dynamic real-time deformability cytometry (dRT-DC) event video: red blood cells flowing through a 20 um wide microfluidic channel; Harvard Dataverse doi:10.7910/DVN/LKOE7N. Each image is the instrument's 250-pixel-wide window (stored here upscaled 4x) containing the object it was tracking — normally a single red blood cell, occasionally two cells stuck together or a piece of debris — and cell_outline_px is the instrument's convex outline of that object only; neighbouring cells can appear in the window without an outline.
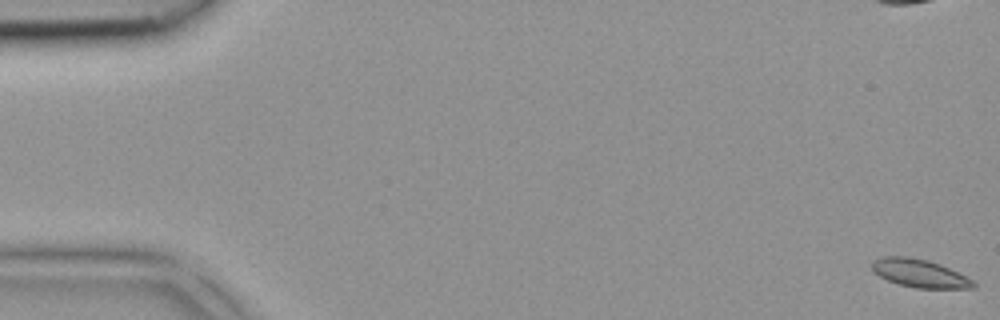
{"species": "common noctule bat (a hibernating species)", "species_latin": "Nyctalus noctula", "temperature_condition": "room temperature", "stored_images_in_passage": 45, "camera_frame_rate_fps": 3000, "um_per_image_px": 0.085, "animal": {"sex": "female", "body_mass_g": 18.4}, "frame": {"image": 1, "passage_image": 1, "time_ms": 0.0, "image_size_px": [1000, 320], "cell_outline_px": [[976, 288], [916, 288], [900, 284], [888, 280], [880, 276], [872, 268], [872, 260], [880, 256], [908, 256], [928, 260], [940, 264], [972, 280], [976, 284]], "centroid_in_image_um": [78.14, 23.21], "position_along_channel_um": 6.9, "area_um2": 16.42}}
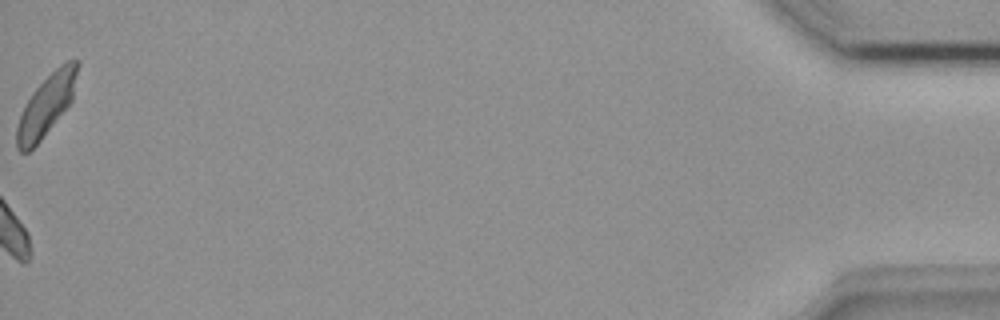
{"frame": {"image": 2, "passage_image": 44, "time_ms": 14.333, "image_size_px": [1000, 320], "cell_outline_px": [[80, 64], [72, 100], [40, 140], [28, 152], [20, 152], [16, 148], [16, 128], [24, 104], [32, 92], [60, 64], [68, 60], [80, 60]], "centroid_in_image_um": [3.94, 8.92], "position_along_channel_um": 431.3, "area_um2": 21.33}}